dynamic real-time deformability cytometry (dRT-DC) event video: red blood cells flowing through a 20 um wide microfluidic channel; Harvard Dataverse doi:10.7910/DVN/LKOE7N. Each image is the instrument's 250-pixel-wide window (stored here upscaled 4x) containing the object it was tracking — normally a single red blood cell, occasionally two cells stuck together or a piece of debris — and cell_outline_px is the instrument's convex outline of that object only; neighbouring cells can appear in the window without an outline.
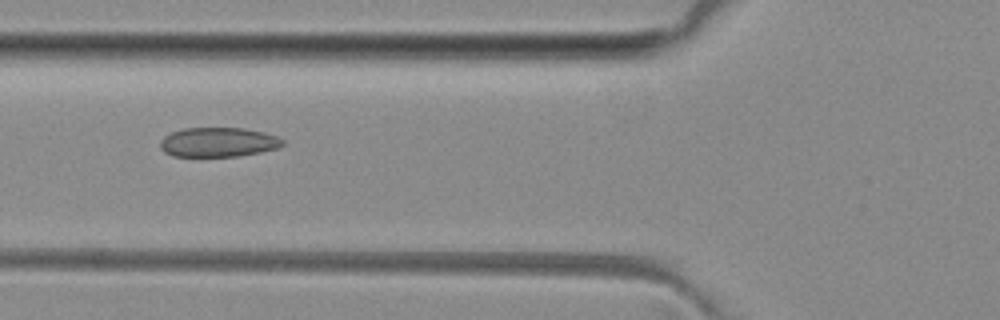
{"species": "common noctule bat (a hibernating species)", "species_latin": "Nyctalus noctula", "temperature_condition": "room temperature", "stored_images_in_passage": 2, "camera_frame_rate_fps": 3000, "um_per_image_px": 0.085, "animal": {"sex": "female", "body_mass_g": 29.2, "forearm_length_mm": 56.3}, "frame": {"image": 1, "passage_image": 2, "time_ms": 1.0, "image_size_px": [1000, 320], "cell_outline_px": [[284, 144], [276, 148], [260, 152], [240, 156], [172, 156], [164, 152], [160, 148], [160, 140], [164, 136], [172, 132], [184, 128], [244, 128], [264, 132], [276, 136], [284, 140]], "centroid_in_image_um": [18.53, 12.08], "position_along_channel_um": 107.3, "area_um2": 21.04}}